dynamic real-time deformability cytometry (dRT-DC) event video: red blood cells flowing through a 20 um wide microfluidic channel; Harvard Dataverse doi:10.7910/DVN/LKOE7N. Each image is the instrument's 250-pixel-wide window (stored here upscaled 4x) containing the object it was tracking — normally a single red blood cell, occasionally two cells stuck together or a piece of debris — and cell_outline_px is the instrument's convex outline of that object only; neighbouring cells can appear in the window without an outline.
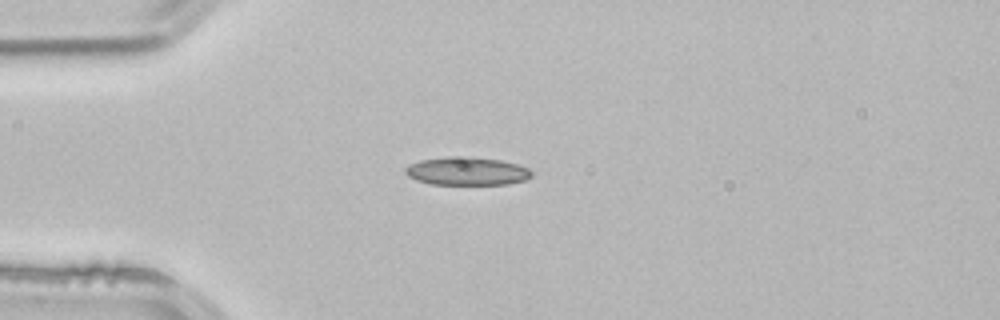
{"species": "common noctule bat (a hibernating species)", "species_latin": "Nyctalus noctula", "temperature_condition": "room temperature", "stored_images_in_passage": 4, "camera_frame_rate_fps": 3000, "um_per_image_px": 0.085, "animal": {"sex": "male", "body_mass_g": 21.5, "forearm_length_mm": 52.0}, "frame": {"image": 1, "passage_image": 4, "time_ms": 1.0, "image_size_px": [1000, 320], "cell_outline_px": [[532, 176], [524, 180], [508, 184], [428, 184], [416, 180], [408, 176], [404, 172], [404, 168], [420, 160], [448, 156], [468, 156], [500, 160], [516, 164], [528, 168], [532, 172]], "centroid_in_image_um": [39.66, 14.54], "position_along_channel_um": 45.3, "area_um2": 20.75}}